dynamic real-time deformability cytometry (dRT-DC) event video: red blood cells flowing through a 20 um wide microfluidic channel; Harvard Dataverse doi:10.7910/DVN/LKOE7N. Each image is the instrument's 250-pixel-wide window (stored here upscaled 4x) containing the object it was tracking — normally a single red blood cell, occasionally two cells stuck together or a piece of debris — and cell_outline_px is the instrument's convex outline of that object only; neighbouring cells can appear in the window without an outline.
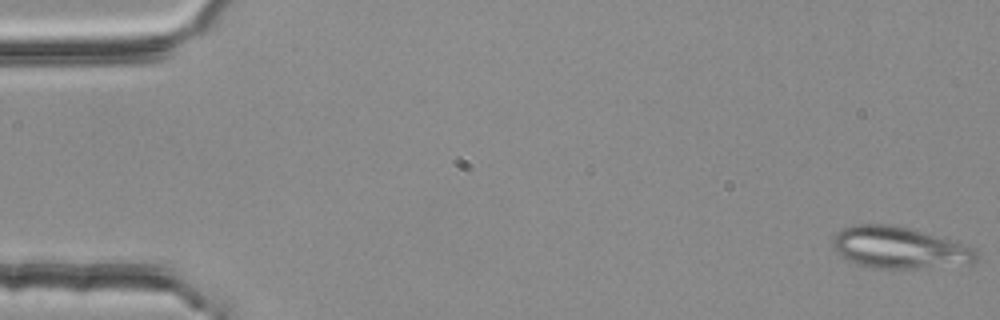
{"species": "common noctule bat (a hibernating species)", "species_latin": "Nyctalus noctula", "temperature_condition": "room temperature", "stored_images_in_passage": 53, "segment_of_instrument_passage": [1, 2], "camera_frame_rate_fps": 3000, "um_per_image_px": 0.085, "animal": {"sex": "female", "body_mass_g": 25.1}, "frame": {"image": 1, "passage_image": 1, "time_ms": 0.0, "image_size_px": [1000, 320], "cell_outline_px": [[980, 256], [972, 264], [916, 268], [872, 268], [856, 264], [840, 256], [836, 252], [832, 244], [832, 240], [836, 232], [840, 228], [852, 224], [892, 224], [956, 240], [972, 248]], "centroid_in_image_um": [76.42, 21.04], "position_along_channel_um": 8.6, "area_um2": 35.32}}